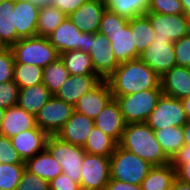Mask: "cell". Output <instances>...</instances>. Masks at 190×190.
<instances>
[{
    "mask_svg": "<svg viewBox=\"0 0 190 190\" xmlns=\"http://www.w3.org/2000/svg\"><path fill=\"white\" fill-rule=\"evenodd\" d=\"M155 32L154 39H170L176 42L190 34V16L186 14H161L147 12L145 14Z\"/></svg>",
    "mask_w": 190,
    "mask_h": 190,
    "instance_id": "obj_11",
    "label": "cell"
},
{
    "mask_svg": "<svg viewBox=\"0 0 190 190\" xmlns=\"http://www.w3.org/2000/svg\"><path fill=\"white\" fill-rule=\"evenodd\" d=\"M87 1L88 0H51V5L57 7L66 16H69Z\"/></svg>",
    "mask_w": 190,
    "mask_h": 190,
    "instance_id": "obj_45",
    "label": "cell"
},
{
    "mask_svg": "<svg viewBox=\"0 0 190 190\" xmlns=\"http://www.w3.org/2000/svg\"><path fill=\"white\" fill-rule=\"evenodd\" d=\"M52 96L49 89L43 83H40L19 89L17 105L36 116Z\"/></svg>",
    "mask_w": 190,
    "mask_h": 190,
    "instance_id": "obj_24",
    "label": "cell"
},
{
    "mask_svg": "<svg viewBox=\"0 0 190 190\" xmlns=\"http://www.w3.org/2000/svg\"><path fill=\"white\" fill-rule=\"evenodd\" d=\"M74 111L73 105L52 96L35 116L36 125L49 135H56Z\"/></svg>",
    "mask_w": 190,
    "mask_h": 190,
    "instance_id": "obj_10",
    "label": "cell"
},
{
    "mask_svg": "<svg viewBox=\"0 0 190 190\" xmlns=\"http://www.w3.org/2000/svg\"><path fill=\"white\" fill-rule=\"evenodd\" d=\"M8 46L3 42V40L0 38V51L7 49Z\"/></svg>",
    "mask_w": 190,
    "mask_h": 190,
    "instance_id": "obj_54",
    "label": "cell"
},
{
    "mask_svg": "<svg viewBox=\"0 0 190 190\" xmlns=\"http://www.w3.org/2000/svg\"><path fill=\"white\" fill-rule=\"evenodd\" d=\"M118 144L106 133L97 127L90 131L83 149L88 154L110 157Z\"/></svg>",
    "mask_w": 190,
    "mask_h": 190,
    "instance_id": "obj_29",
    "label": "cell"
},
{
    "mask_svg": "<svg viewBox=\"0 0 190 190\" xmlns=\"http://www.w3.org/2000/svg\"><path fill=\"white\" fill-rule=\"evenodd\" d=\"M67 16L55 6L39 8L37 35L48 37Z\"/></svg>",
    "mask_w": 190,
    "mask_h": 190,
    "instance_id": "obj_34",
    "label": "cell"
},
{
    "mask_svg": "<svg viewBox=\"0 0 190 190\" xmlns=\"http://www.w3.org/2000/svg\"><path fill=\"white\" fill-rule=\"evenodd\" d=\"M14 8L15 0H5L0 3V38L8 47L17 42Z\"/></svg>",
    "mask_w": 190,
    "mask_h": 190,
    "instance_id": "obj_31",
    "label": "cell"
},
{
    "mask_svg": "<svg viewBox=\"0 0 190 190\" xmlns=\"http://www.w3.org/2000/svg\"><path fill=\"white\" fill-rule=\"evenodd\" d=\"M145 123L153 130L183 127L187 119L181 100L162 94Z\"/></svg>",
    "mask_w": 190,
    "mask_h": 190,
    "instance_id": "obj_7",
    "label": "cell"
},
{
    "mask_svg": "<svg viewBox=\"0 0 190 190\" xmlns=\"http://www.w3.org/2000/svg\"><path fill=\"white\" fill-rule=\"evenodd\" d=\"M148 12L161 14H184L182 4L179 0H150Z\"/></svg>",
    "mask_w": 190,
    "mask_h": 190,
    "instance_id": "obj_40",
    "label": "cell"
},
{
    "mask_svg": "<svg viewBox=\"0 0 190 190\" xmlns=\"http://www.w3.org/2000/svg\"><path fill=\"white\" fill-rule=\"evenodd\" d=\"M106 9L128 20L148 12L150 0H102Z\"/></svg>",
    "mask_w": 190,
    "mask_h": 190,
    "instance_id": "obj_30",
    "label": "cell"
},
{
    "mask_svg": "<svg viewBox=\"0 0 190 190\" xmlns=\"http://www.w3.org/2000/svg\"><path fill=\"white\" fill-rule=\"evenodd\" d=\"M139 59L160 77L176 65L174 45L170 39H154Z\"/></svg>",
    "mask_w": 190,
    "mask_h": 190,
    "instance_id": "obj_12",
    "label": "cell"
},
{
    "mask_svg": "<svg viewBox=\"0 0 190 190\" xmlns=\"http://www.w3.org/2000/svg\"><path fill=\"white\" fill-rule=\"evenodd\" d=\"M14 63L13 53L9 47L0 51V83L13 80Z\"/></svg>",
    "mask_w": 190,
    "mask_h": 190,
    "instance_id": "obj_43",
    "label": "cell"
},
{
    "mask_svg": "<svg viewBox=\"0 0 190 190\" xmlns=\"http://www.w3.org/2000/svg\"><path fill=\"white\" fill-rule=\"evenodd\" d=\"M39 8L28 0H15L14 19L17 42L37 35Z\"/></svg>",
    "mask_w": 190,
    "mask_h": 190,
    "instance_id": "obj_19",
    "label": "cell"
},
{
    "mask_svg": "<svg viewBox=\"0 0 190 190\" xmlns=\"http://www.w3.org/2000/svg\"><path fill=\"white\" fill-rule=\"evenodd\" d=\"M128 24V19L105 9L101 18L98 33L116 32L117 30H121V28H125Z\"/></svg>",
    "mask_w": 190,
    "mask_h": 190,
    "instance_id": "obj_37",
    "label": "cell"
},
{
    "mask_svg": "<svg viewBox=\"0 0 190 190\" xmlns=\"http://www.w3.org/2000/svg\"><path fill=\"white\" fill-rule=\"evenodd\" d=\"M69 76V71L59 57L43 69L42 83L49 89L50 93L55 96Z\"/></svg>",
    "mask_w": 190,
    "mask_h": 190,
    "instance_id": "obj_33",
    "label": "cell"
},
{
    "mask_svg": "<svg viewBox=\"0 0 190 190\" xmlns=\"http://www.w3.org/2000/svg\"><path fill=\"white\" fill-rule=\"evenodd\" d=\"M184 146H187V151H190V121L183 126Z\"/></svg>",
    "mask_w": 190,
    "mask_h": 190,
    "instance_id": "obj_49",
    "label": "cell"
},
{
    "mask_svg": "<svg viewBox=\"0 0 190 190\" xmlns=\"http://www.w3.org/2000/svg\"><path fill=\"white\" fill-rule=\"evenodd\" d=\"M49 187L50 190H81L80 184L64 173L49 181Z\"/></svg>",
    "mask_w": 190,
    "mask_h": 190,
    "instance_id": "obj_44",
    "label": "cell"
},
{
    "mask_svg": "<svg viewBox=\"0 0 190 190\" xmlns=\"http://www.w3.org/2000/svg\"><path fill=\"white\" fill-rule=\"evenodd\" d=\"M110 180V157L85 153L81 167V190H106Z\"/></svg>",
    "mask_w": 190,
    "mask_h": 190,
    "instance_id": "obj_9",
    "label": "cell"
},
{
    "mask_svg": "<svg viewBox=\"0 0 190 190\" xmlns=\"http://www.w3.org/2000/svg\"><path fill=\"white\" fill-rule=\"evenodd\" d=\"M176 179L183 183L190 184V160L188 163L181 164L176 169Z\"/></svg>",
    "mask_w": 190,
    "mask_h": 190,
    "instance_id": "obj_48",
    "label": "cell"
},
{
    "mask_svg": "<svg viewBox=\"0 0 190 190\" xmlns=\"http://www.w3.org/2000/svg\"><path fill=\"white\" fill-rule=\"evenodd\" d=\"M19 87L13 81L0 83V108L8 109L18 103Z\"/></svg>",
    "mask_w": 190,
    "mask_h": 190,
    "instance_id": "obj_39",
    "label": "cell"
},
{
    "mask_svg": "<svg viewBox=\"0 0 190 190\" xmlns=\"http://www.w3.org/2000/svg\"><path fill=\"white\" fill-rule=\"evenodd\" d=\"M154 134L163 151L170 159L184 146L183 127H166L154 130Z\"/></svg>",
    "mask_w": 190,
    "mask_h": 190,
    "instance_id": "obj_32",
    "label": "cell"
},
{
    "mask_svg": "<svg viewBox=\"0 0 190 190\" xmlns=\"http://www.w3.org/2000/svg\"><path fill=\"white\" fill-rule=\"evenodd\" d=\"M70 75H97L90 55L83 50H70L59 55Z\"/></svg>",
    "mask_w": 190,
    "mask_h": 190,
    "instance_id": "obj_27",
    "label": "cell"
},
{
    "mask_svg": "<svg viewBox=\"0 0 190 190\" xmlns=\"http://www.w3.org/2000/svg\"><path fill=\"white\" fill-rule=\"evenodd\" d=\"M25 165L28 171L47 181L63 173L60 163L46 149L28 159Z\"/></svg>",
    "mask_w": 190,
    "mask_h": 190,
    "instance_id": "obj_25",
    "label": "cell"
},
{
    "mask_svg": "<svg viewBox=\"0 0 190 190\" xmlns=\"http://www.w3.org/2000/svg\"><path fill=\"white\" fill-rule=\"evenodd\" d=\"M113 98L110 85L102 79L95 87L82 95L74 105V110L94 119Z\"/></svg>",
    "mask_w": 190,
    "mask_h": 190,
    "instance_id": "obj_14",
    "label": "cell"
},
{
    "mask_svg": "<svg viewBox=\"0 0 190 190\" xmlns=\"http://www.w3.org/2000/svg\"><path fill=\"white\" fill-rule=\"evenodd\" d=\"M152 167L148 161L117 145L110 156V179L141 185Z\"/></svg>",
    "mask_w": 190,
    "mask_h": 190,
    "instance_id": "obj_4",
    "label": "cell"
},
{
    "mask_svg": "<svg viewBox=\"0 0 190 190\" xmlns=\"http://www.w3.org/2000/svg\"><path fill=\"white\" fill-rule=\"evenodd\" d=\"M106 80L113 95L161 88L160 76L140 59L120 63Z\"/></svg>",
    "mask_w": 190,
    "mask_h": 190,
    "instance_id": "obj_1",
    "label": "cell"
},
{
    "mask_svg": "<svg viewBox=\"0 0 190 190\" xmlns=\"http://www.w3.org/2000/svg\"><path fill=\"white\" fill-rule=\"evenodd\" d=\"M36 126L35 116L15 105L5 110L4 118L0 125V135L11 138Z\"/></svg>",
    "mask_w": 190,
    "mask_h": 190,
    "instance_id": "obj_22",
    "label": "cell"
},
{
    "mask_svg": "<svg viewBox=\"0 0 190 190\" xmlns=\"http://www.w3.org/2000/svg\"><path fill=\"white\" fill-rule=\"evenodd\" d=\"M30 1L34 6L38 8H43L45 6H51V0H28Z\"/></svg>",
    "mask_w": 190,
    "mask_h": 190,
    "instance_id": "obj_52",
    "label": "cell"
},
{
    "mask_svg": "<svg viewBox=\"0 0 190 190\" xmlns=\"http://www.w3.org/2000/svg\"><path fill=\"white\" fill-rule=\"evenodd\" d=\"M171 190H190V184L183 183L178 179H175Z\"/></svg>",
    "mask_w": 190,
    "mask_h": 190,
    "instance_id": "obj_50",
    "label": "cell"
},
{
    "mask_svg": "<svg viewBox=\"0 0 190 190\" xmlns=\"http://www.w3.org/2000/svg\"><path fill=\"white\" fill-rule=\"evenodd\" d=\"M46 150L60 163L63 173L80 184L81 167L86 153L83 147L63 141L56 135H49Z\"/></svg>",
    "mask_w": 190,
    "mask_h": 190,
    "instance_id": "obj_6",
    "label": "cell"
},
{
    "mask_svg": "<svg viewBox=\"0 0 190 190\" xmlns=\"http://www.w3.org/2000/svg\"><path fill=\"white\" fill-rule=\"evenodd\" d=\"M101 80L98 75H70L55 96L74 106L82 95L95 87Z\"/></svg>",
    "mask_w": 190,
    "mask_h": 190,
    "instance_id": "obj_21",
    "label": "cell"
},
{
    "mask_svg": "<svg viewBox=\"0 0 190 190\" xmlns=\"http://www.w3.org/2000/svg\"><path fill=\"white\" fill-rule=\"evenodd\" d=\"M176 179V169L171 163L153 166L141 183L142 190H171Z\"/></svg>",
    "mask_w": 190,
    "mask_h": 190,
    "instance_id": "obj_26",
    "label": "cell"
},
{
    "mask_svg": "<svg viewBox=\"0 0 190 190\" xmlns=\"http://www.w3.org/2000/svg\"><path fill=\"white\" fill-rule=\"evenodd\" d=\"M86 51L91 57L93 69L101 79H107L118 67L107 37L100 33H90Z\"/></svg>",
    "mask_w": 190,
    "mask_h": 190,
    "instance_id": "obj_8",
    "label": "cell"
},
{
    "mask_svg": "<svg viewBox=\"0 0 190 190\" xmlns=\"http://www.w3.org/2000/svg\"><path fill=\"white\" fill-rule=\"evenodd\" d=\"M5 110H6V109H4V108H0V125H1V122H2V120H3V118H4Z\"/></svg>",
    "mask_w": 190,
    "mask_h": 190,
    "instance_id": "obj_55",
    "label": "cell"
},
{
    "mask_svg": "<svg viewBox=\"0 0 190 190\" xmlns=\"http://www.w3.org/2000/svg\"><path fill=\"white\" fill-rule=\"evenodd\" d=\"M25 169V164L0 163V190H16Z\"/></svg>",
    "mask_w": 190,
    "mask_h": 190,
    "instance_id": "obj_36",
    "label": "cell"
},
{
    "mask_svg": "<svg viewBox=\"0 0 190 190\" xmlns=\"http://www.w3.org/2000/svg\"><path fill=\"white\" fill-rule=\"evenodd\" d=\"M89 34L77 28L67 16L48 36V39L60 55L76 49L86 51Z\"/></svg>",
    "mask_w": 190,
    "mask_h": 190,
    "instance_id": "obj_13",
    "label": "cell"
},
{
    "mask_svg": "<svg viewBox=\"0 0 190 190\" xmlns=\"http://www.w3.org/2000/svg\"><path fill=\"white\" fill-rule=\"evenodd\" d=\"M182 4L184 14L190 16V0H179Z\"/></svg>",
    "mask_w": 190,
    "mask_h": 190,
    "instance_id": "obj_53",
    "label": "cell"
},
{
    "mask_svg": "<svg viewBox=\"0 0 190 190\" xmlns=\"http://www.w3.org/2000/svg\"><path fill=\"white\" fill-rule=\"evenodd\" d=\"M94 125L119 144L126 123L115 98H112L94 118Z\"/></svg>",
    "mask_w": 190,
    "mask_h": 190,
    "instance_id": "obj_17",
    "label": "cell"
},
{
    "mask_svg": "<svg viewBox=\"0 0 190 190\" xmlns=\"http://www.w3.org/2000/svg\"><path fill=\"white\" fill-rule=\"evenodd\" d=\"M0 163L25 164L17 150L12 146L11 138L0 135Z\"/></svg>",
    "mask_w": 190,
    "mask_h": 190,
    "instance_id": "obj_38",
    "label": "cell"
},
{
    "mask_svg": "<svg viewBox=\"0 0 190 190\" xmlns=\"http://www.w3.org/2000/svg\"><path fill=\"white\" fill-rule=\"evenodd\" d=\"M106 190H142L141 185L130 184L126 182L117 181L115 179H110Z\"/></svg>",
    "mask_w": 190,
    "mask_h": 190,
    "instance_id": "obj_46",
    "label": "cell"
},
{
    "mask_svg": "<svg viewBox=\"0 0 190 190\" xmlns=\"http://www.w3.org/2000/svg\"><path fill=\"white\" fill-rule=\"evenodd\" d=\"M129 26L137 49V59H139L140 54L154 41L155 32L145 14L130 19Z\"/></svg>",
    "mask_w": 190,
    "mask_h": 190,
    "instance_id": "obj_28",
    "label": "cell"
},
{
    "mask_svg": "<svg viewBox=\"0 0 190 190\" xmlns=\"http://www.w3.org/2000/svg\"><path fill=\"white\" fill-rule=\"evenodd\" d=\"M105 9L102 0H88L68 17L82 32L98 33Z\"/></svg>",
    "mask_w": 190,
    "mask_h": 190,
    "instance_id": "obj_16",
    "label": "cell"
},
{
    "mask_svg": "<svg viewBox=\"0 0 190 190\" xmlns=\"http://www.w3.org/2000/svg\"><path fill=\"white\" fill-rule=\"evenodd\" d=\"M118 145L148 161L153 166L171 163V159L157 141L154 130L145 122L126 124Z\"/></svg>",
    "mask_w": 190,
    "mask_h": 190,
    "instance_id": "obj_2",
    "label": "cell"
},
{
    "mask_svg": "<svg viewBox=\"0 0 190 190\" xmlns=\"http://www.w3.org/2000/svg\"><path fill=\"white\" fill-rule=\"evenodd\" d=\"M13 53L15 63L31 64L45 68L59 58L56 48L48 37L33 36L20 39L9 47Z\"/></svg>",
    "mask_w": 190,
    "mask_h": 190,
    "instance_id": "obj_3",
    "label": "cell"
},
{
    "mask_svg": "<svg viewBox=\"0 0 190 190\" xmlns=\"http://www.w3.org/2000/svg\"><path fill=\"white\" fill-rule=\"evenodd\" d=\"M190 160V151L187 146H183L171 159L172 166L177 169L181 164L188 163Z\"/></svg>",
    "mask_w": 190,
    "mask_h": 190,
    "instance_id": "obj_47",
    "label": "cell"
},
{
    "mask_svg": "<svg viewBox=\"0 0 190 190\" xmlns=\"http://www.w3.org/2000/svg\"><path fill=\"white\" fill-rule=\"evenodd\" d=\"M163 94L161 88L144 90L128 95H113L119 104L126 124L144 123Z\"/></svg>",
    "mask_w": 190,
    "mask_h": 190,
    "instance_id": "obj_5",
    "label": "cell"
},
{
    "mask_svg": "<svg viewBox=\"0 0 190 190\" xmlns=\"http://www.w3.org/2000/svg\"><path fill=\"white\" fill-rule=\"evenodd\" d=\"M164 95L183 99L190 97V68L175 65L160 77Z\"/></svg>",
    "mask_w": 190,
    "mask_h": 190,
    "instance_id": "obj_18",
    "label": "cell"
},
{
    "mask_svg": "<svg viewBox=\"0 0 190 190\" xmlns=\"http://www.w3.org/2000/svg\"><path fill=\"white\" fill-rule=\"evenodd\" d=\"M187 121H190V97L181 99Z\"/></svg>",
    "mask_w": 190,
    "mask_h": 190,
    "instance_id": "obj_51",
    "label": "cell"
},
{
    "mask_svg": "<svg viewBox=\"0 0 190 190\" xmlns=\"http://www.w3.org/2000/svg\"><path fill=\"white\" fill-rule=\"evenodd\" d=\"M43 68L31 65L14 63L13 81L19 89L42 83Z\"/></svg>",
    "mask_w": 190,
    "mask_h": 190,
    "instance_id": "obj_35",
    "label": "cell"
},
{
    "mask_svg": "<svg viewBox=\"0 0 190 190\" xmlns=\"http://www.w3.org/2000/svg\"><path fill=\"white\" fill-rule=\"evenodd\" d=\"M176 65L190 68V34L173 42Z\"/></svg>",
    "mask_w": 190,
    "mask_h": 190,
    "instance_id": "obj_42",
    "label": "cell"
},
{
    "mask_svg": "<svg viewBox=\"0 0 190 190\" xmlns=\"http://www.w3.org/2000/svg\"><path fill=\"white\" fill-rule=\"evenodd\" d=\"M49 134L38 126L22 131L11 137L12 146L17 150L22 160L26 162L34 155L46 149Z\"/></svg>",
    "mask_w": 190,
    "mask_h": 190,
    "instance_id": "obj_15",
    "label": "cell"
},
{
    "mask_svg": "<svg viewBox=\"0 0 190 190\" xmlns=\"http://www.w3.org/2000/svg\"><path fill=\"white\" fill-rule=\"evenodd\" d=\"M94 126V119L74 111L56 136L63 141L83 147Z\"/></svg>",
    "mask_w": 190,
    "mask_h": 190,
    "instance_id": "obj_20",
    "label": "cell"
},
{
    "mask_svg": "<svg viewBox=\"0 0 190 190\" xmlns=\"http://www.w3.org/2000/svg\"><path fill=\"white\" fill-rule=\"evenodd\" d=\"M107 37L117 62L124 63L137 59V49L134 44L131 27L129 24L116 32L100 33Z\"/></svg>",
    "mask_w": 190,
    "mask_h": 190,
    "instance_id": "obj_23",
    "label": "cell"
},
{
    "mask_svg": "<svg viewBox=\"0 0 190 190\" xmlns=\"http://www.w3.org/2000/svg\"><path fill=\"white\" fill-rule=\"evenodd\" d=\"M16 190H50L49 181L25 169Z\"/></svg>",
    "mask_w": 190,
    "mask_h": 190,
    "instance_id": "obj_41",
    "label": "cell"
}]
</instances>
